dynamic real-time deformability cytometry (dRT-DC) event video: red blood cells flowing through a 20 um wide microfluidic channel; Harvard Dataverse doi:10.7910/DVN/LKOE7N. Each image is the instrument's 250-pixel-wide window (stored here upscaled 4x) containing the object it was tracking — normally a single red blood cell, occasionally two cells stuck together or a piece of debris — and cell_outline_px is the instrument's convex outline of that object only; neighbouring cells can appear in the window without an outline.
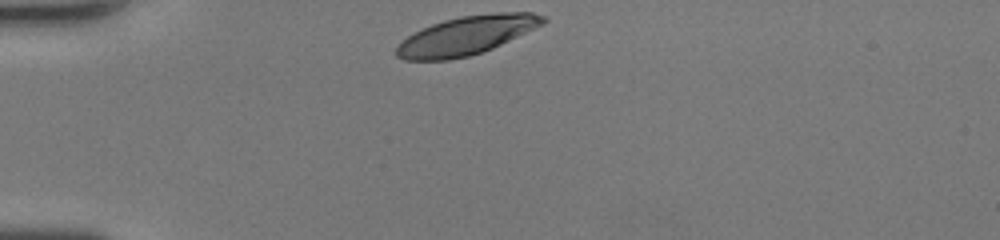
{"species": "human", "species_latin": "Homo sapiens", "temperature_condition": "room temperature", "stored_images_in_passage": 28, "camera_frame_rate_fps": 3000, "um_per_image_px": 0.085, "donor": {"sex": "female"}, "frame": {"image": 1, "passage_image": 1, "time_ms": 0.0, "image_size_px": [1000, 240], "cell_outline_px": [[548, 20], [544, 24], [492, 48], [468, 56], [448, 60], [404, 60], [396, 56], [396, 48], [408, 36], [432, 24], [444, 20], [460, 16], [496, 12], [532, 12], [544, 16]], "centroid_in_image_um": [39.68, 3.0], "position_along_channel_um": 45.3, "area_um2": 32.66}}
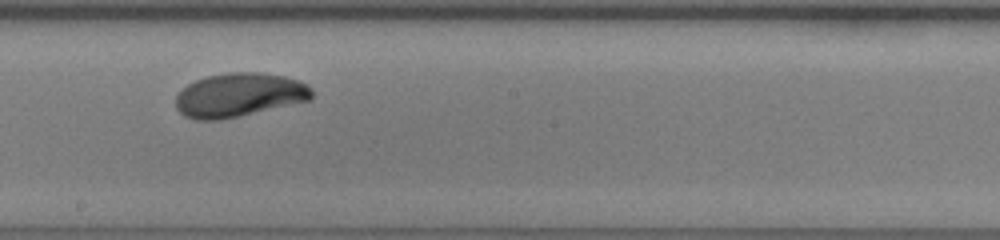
{"frame": {"image": 2, "passage_image": 16, "time_ms": 5.0, "image_size_px": [1000, 240], "cell_outline_px": [[312, 100], [240, 116], [220, 120], [196, 120], [184, 116], [176, 108], [176, 96], [188, 84], [196, 80], [208, 76], [228, 72], [260, 72], [284, 76], [300, 80], [308, 84], [312, 88]], "centroid_in_image_um": [20.36, 8.08], "position_along_channel_um": 227.8, "area_um2": 35.03}}
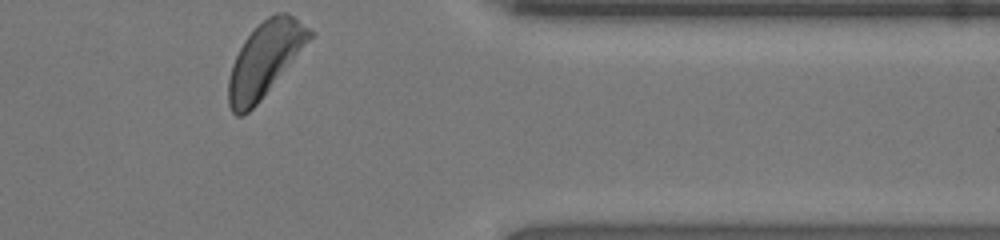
{"frame": {"image": 3, "passage_image": 28, "time_ms": 9.0, "image_size_px": [1000, 240], "cell_outline_px": [[316, 32], [260, 100], [248, 112], [240, 116], [236, 116], [232, 112], [228, 104], [228, 80], [232, 64], [244, 40], [268, 16], [276, 12], [288, 12]], "centroid_in_image_um": [22.51, 5.03], "position_along_channel_um": 388.9, "area_um2": 34.51}, "authors_computed_cell_mechanics": {"area_um2": 34.5066, "velocity_mm_per_s": 4.3344, "shape_relaxation_time_tau1_ms": 4.1694, "shape_relaxation_time_tau2_ms": null, "deformation_change_tau1": 0.1942, "deformation_change_tau2": null}}